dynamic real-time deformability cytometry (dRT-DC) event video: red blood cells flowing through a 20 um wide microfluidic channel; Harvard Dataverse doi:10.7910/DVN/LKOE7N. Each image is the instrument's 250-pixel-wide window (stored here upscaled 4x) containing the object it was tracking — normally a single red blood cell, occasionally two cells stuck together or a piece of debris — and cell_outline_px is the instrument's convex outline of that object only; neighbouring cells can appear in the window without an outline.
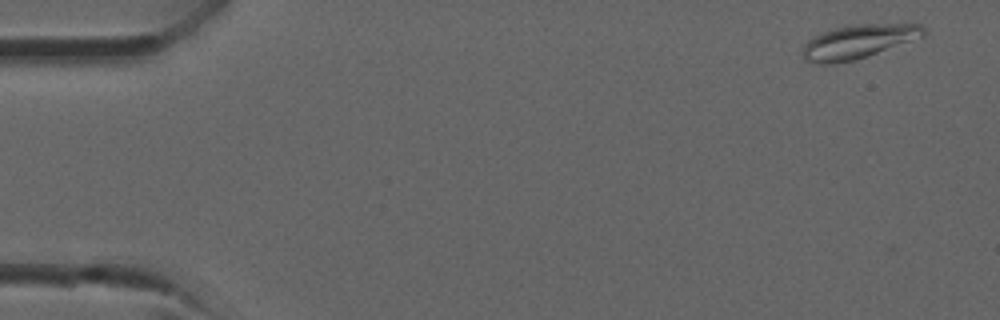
{"species": "common noctule bat (a hibernating species)", "species_latin": "Nyctalus noctula", "temperature_condition": "room temperature", "stored_images_in_passage": 23, "camera_frame_rate_fps": 3000, "um_per_image_px": 0.085, "animal": {"sex": "male", "forearm_length_mm": 52.5}, "frame": {"image": 1, "passage_image": 2, "time_ms": 0.333, "image_size_px": [1000, 320], "cell_outline_px": [[928, 32], [924, 40], [856, 60], [828, 64], [820, 64], [804, 60], [804, 44], [808, 40], [820, 32], [852, 24], [920, 24]], "centroid_in_image_um": [73.12, 3.54], "position_along_channel_um": 11.9, "area_um2": 24.8}}
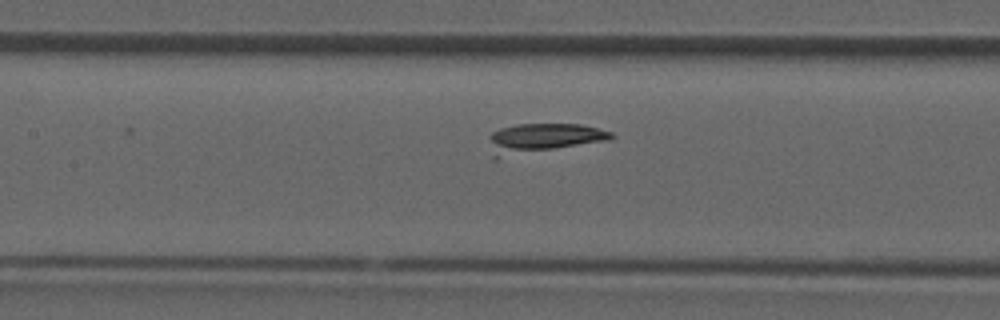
{"frame": {"image": 2, "passage_image": 17, "time_ms": 5.333, "image_size_px": [1000, 320], "cell_outline_px": [[616, 136], [612, 140], [496, 160], [492, 156], [488, 136], [492, 132], [500, 128], [516, 124], [580, 124], [612, 132]], "centroid_in_image_um": [46.12, 11.78], "position_along_channel_um": 161.3, "area_um2": 21.73}}
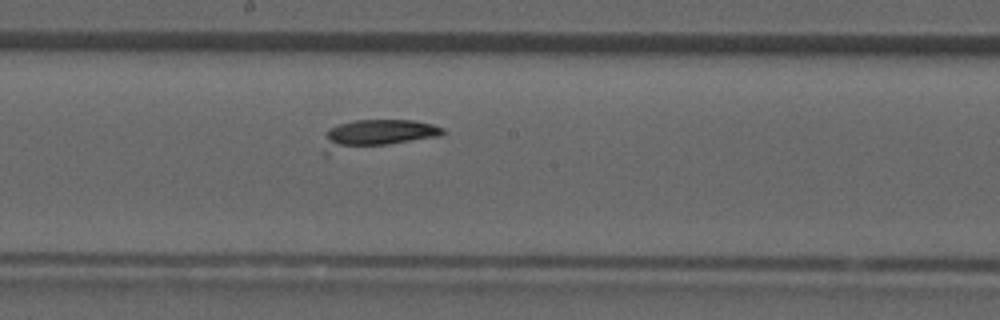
{"frame": {"image": 3, "passage_image": 20, "time_ms": 6.333, "image_size_px": [1000, 320], "cell_outline_px": [[448, 132], [440, 136], [324, 156], [324, 152], [328, 128], [340, 124], [356, 120], [412, 120], [432, 124], [444, 128]], "centroid_in_image_um": [32.02, 11.43], "position_along_channel_um": 216.2, "area_um2": 20.17}}